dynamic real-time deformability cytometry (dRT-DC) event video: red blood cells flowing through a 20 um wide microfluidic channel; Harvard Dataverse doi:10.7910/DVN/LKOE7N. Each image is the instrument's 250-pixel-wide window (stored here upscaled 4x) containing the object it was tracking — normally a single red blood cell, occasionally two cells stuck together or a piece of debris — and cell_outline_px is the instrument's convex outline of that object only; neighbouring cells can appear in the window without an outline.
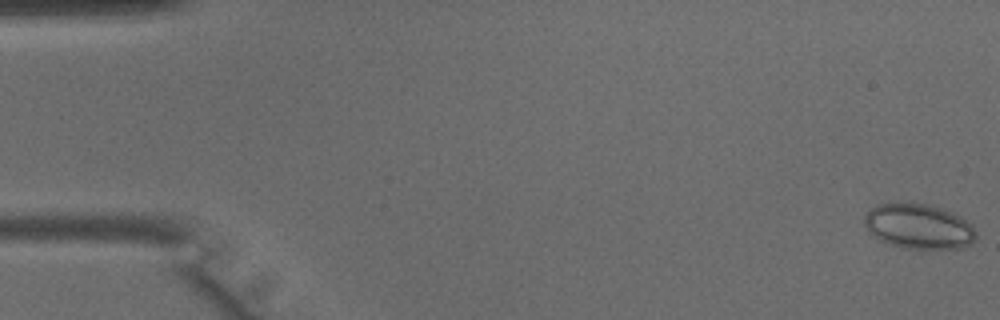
{"species": "common noctule bat (a hibernating species)", "species_latin": "Nyctalus noctula", "temperature_condition": "warm", "stored_images_in_passage": 44, "camera_frame_rate_fps": 3000, "um_per_image_px": 0.085, "animal": {"sex": "male", "body_mass_g": 15.6}, "frame": {"image": 1, "passage_image": 1, "time_ms": 0.0, "image_size_px": [1000, 320], "cell_outline_px": [[976, 240], [964, 248], [924, 252], [920, 252], [900, 248], [880, 240], [868, 232], [864, 224], [864, 216], [876, 204], [928, 204], [952, 212], [972, 224], [976, 232]], "centroid_in_image_um": [78.13, 19.33], "position_along_channel_um": 6.9, "area_um2": 30.11}}
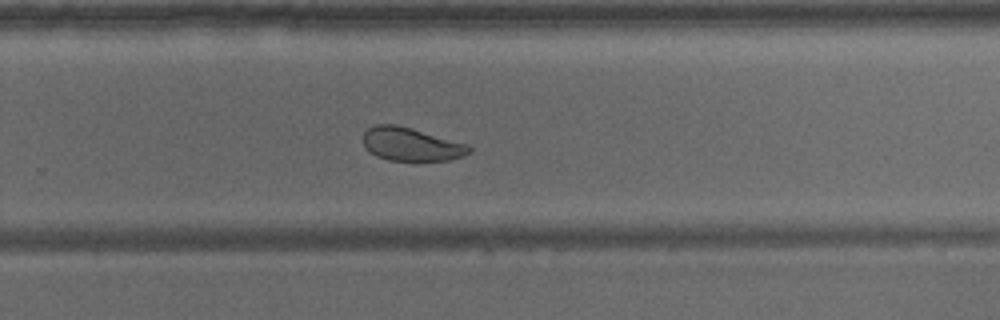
{"frame": {"image": 2, "passage_image": 29, "time_ms": 9.333, "image_size_px": [1000, 320], "cell_outline_px": [[472, 152], [464, 156], [448, 160], [388, 160], [376, 156], [364, 148], [364, 132], [368, 128], [376, 124], [396, 124], [412, 128], [468, 144], [472, 148]], "centroid_in_image_um": [34.96, 12.26], "position_along_channel_um": 294.8, "area_um2": 20.63}}
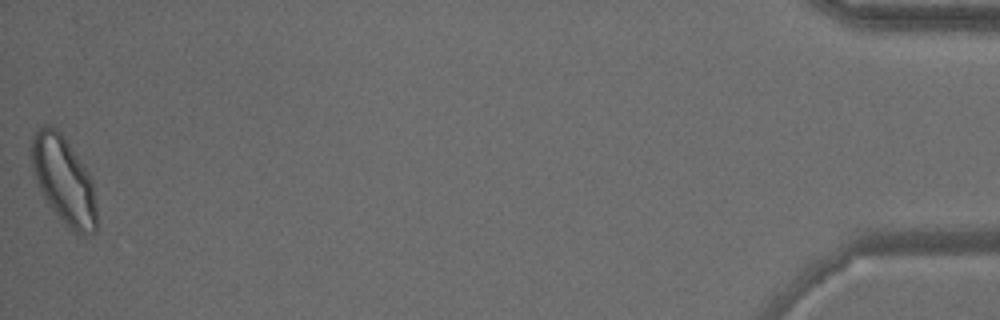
{"frame": {"image": 3, "passage_image": 44, "time_ms": 14.333, "image_size_px": [1000, 320], "cell_outline_px": [[96, 232], [84, 236], [72, 232], [64, 224], [48, 204], [36, 180], [32, 164], [32, 140], [36, 132], [44, 124], [52, 124], [64, 136], [88, 172], [92, 180], [96, 204]], "centroid_in_image_um": [5.44, 15.35], "position_along_channel_um": 429.8, "area_um2": 33.0}}